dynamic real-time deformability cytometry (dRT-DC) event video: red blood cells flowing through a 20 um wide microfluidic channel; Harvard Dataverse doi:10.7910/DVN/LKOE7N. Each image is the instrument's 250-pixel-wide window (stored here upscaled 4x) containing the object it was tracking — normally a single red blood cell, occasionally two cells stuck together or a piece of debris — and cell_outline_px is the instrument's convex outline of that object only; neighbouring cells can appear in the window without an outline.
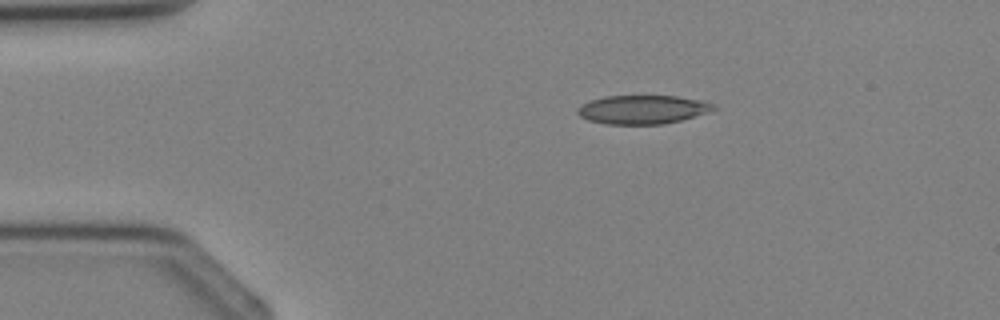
{"species": "Egyptian fruit bat (a non-hibernating species)", "species_latin": "Rousettus aegyptiacus", "temperature_condition": "cold", "stored_images_in_passage": 3, "segment_of_instrument_passage": [1, 2], "camera_frame_rate_fps": 3000, "um_per_image_px": 0.085, "animal": {"sex": "female"}, "frame": {"image": 1, "passage_image": 1, "time_ms": 0.0, "image_size_px": [1000, 320], "cell_outline_px": [[720, 108], [708, 112], [680, 120], [664, 124], [608, 124], [588, 120], [580, 116], [576, 112], [576, 108], [580, 104], [588, 100], [604, 96], [676, 96], [700, 100], [716, 104]], "centroid_in_image_um": [54.6, 9.3], "position_along_channel_um": 30.4, "area_um2": 22.95}}